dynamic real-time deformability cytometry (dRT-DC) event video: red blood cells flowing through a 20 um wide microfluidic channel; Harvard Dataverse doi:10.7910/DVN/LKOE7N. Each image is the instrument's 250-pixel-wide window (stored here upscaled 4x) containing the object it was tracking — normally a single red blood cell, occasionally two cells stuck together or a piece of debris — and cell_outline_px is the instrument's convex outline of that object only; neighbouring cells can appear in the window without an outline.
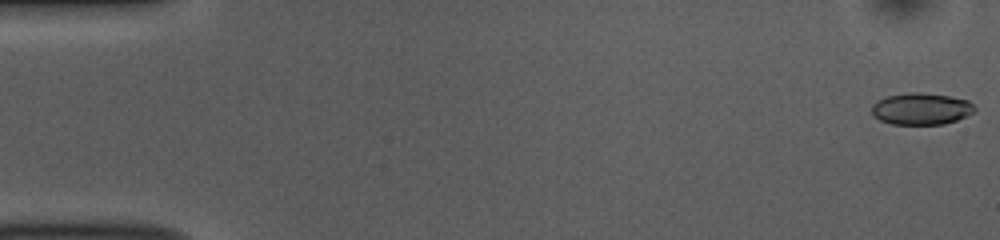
{"species": "common noctule bat (a hibernating species)", "species_latin": "Nyctalus noctula", "temperature_condition": "room temperature", "stored_images_in_passage": 53, "camera_frame_rate_fps": 3000, "um_per_image_px": 0.085, "animal": {"sex": "female", "body_mass_g": 10.0, "forearm_length_mm": 53.1}, "frame": {"image": 1, "passage_image": 1, "time_ms": 0.0, "image_size_px": [1000, 240], "cell_outline_px": [[976, 108], [972, 112], [956, 120], [944, 124], [892, 124], [880, 120], [872, 116], [872, 104], [888, 96], [912, 92], [920, 92], [948, 96], [968, 100]], "centroid_in_image_um": [78.28, 9.25], "position_along_channel_um": 6.7, "area_um2": 18.79}}
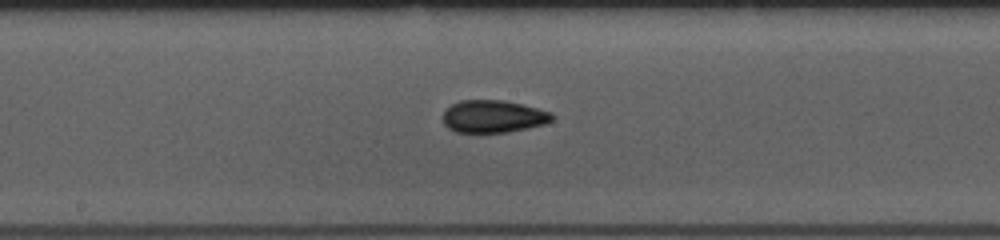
{"frame": {"image": 2, "passage_image": 28, "time_ms": 9.0, "image_size_px": [1000, 240], "cell_outline_px": [[552, 120], [544, 124], [528, 128], [508, 132], [456, 132], [448, 128], [444, 124], [444, 112], [452, 104], [460, 100], [504, 100], [552, 112]], "centroid_in_image_um": [41.92, 9.9], "position_along_channel_um": 206.3, "area_um2": 20.46}}
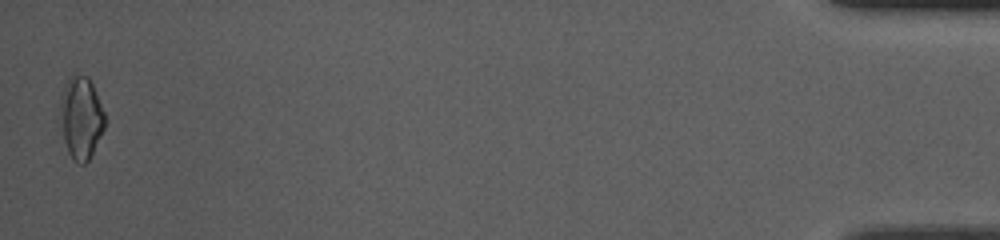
{"frame": {"image": 3, "passage_image": 53, "time_ms": 17.333, "image_size_px": [1000, 240], "cell_outline_px": [[104, 128], [88, 160], [84, 164], [80, 164], [72, 160], [68, 152], [64, 140], [60, 108], [60, 96], [64, 84], [72, 72], [88, 76], [92, 84], [104, 112]], "centroid_in_image_um": [6.86, 9.96], "position_along_channel_um": 428.3, "area_um2": 21.27}, "authors_computed_cell_mechanics": {"area_um2": 19.7676, "velocity_mm_per_s": 3.7575, "shape_relaxation_time_tau1_ms": 4.3904, "shape_relaxation_time_tau2_ms": 1.8123, "deformation_change_tau1": 0.1207, "deformation_change_tau2": 0.0654}}